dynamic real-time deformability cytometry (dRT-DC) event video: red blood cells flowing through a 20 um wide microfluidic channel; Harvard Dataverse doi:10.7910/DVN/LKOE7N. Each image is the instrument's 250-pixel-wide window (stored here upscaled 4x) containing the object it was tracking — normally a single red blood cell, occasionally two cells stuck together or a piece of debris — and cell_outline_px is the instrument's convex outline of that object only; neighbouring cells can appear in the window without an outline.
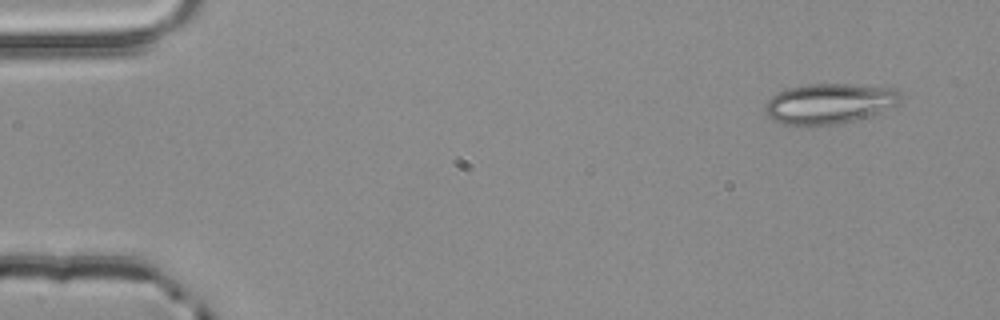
{"species": "common noctule bat (a hibernating species)", "species_latin": "Nyctalus noctula", "temperature_condition": "room temperature", "stored_images_in_passage": 2, "camera_frame_rate_fps": 3000, "um_per_image_px": 0.085, "animal": {"sex": "male", "body_mass_g": 20.4}, "frame": {"image": 1, "passage_image": 1, "time_ms": 0.0, "image_size_px": [1000, 320], "cell_outline_px": [[904, 96], [900, 104], [880, 112], [868, 116], [836, 124], [784, 124], [772, 120], [764, 112], [764, 104], [772, 96], [788, 88], [808, 84], [848, 84], [896, 88]], "centroid_in_image_um": [70.53, 8.78], "position_along_channel_um": 14.5, "area_um2": 31.73}}